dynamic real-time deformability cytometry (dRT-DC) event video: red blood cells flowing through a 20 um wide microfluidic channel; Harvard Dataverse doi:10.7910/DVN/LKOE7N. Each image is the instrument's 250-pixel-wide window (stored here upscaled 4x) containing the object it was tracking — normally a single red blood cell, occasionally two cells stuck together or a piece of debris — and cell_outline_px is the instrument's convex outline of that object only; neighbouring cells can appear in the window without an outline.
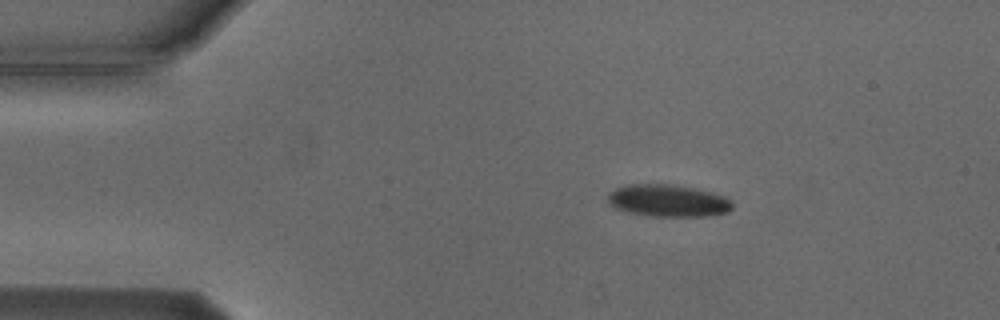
{"species": "Egyptian fruit bat (a non-hibernating species)", "species_latin": "Rousettus aegyptiacus", "temperature_condition": "cold", "stored_images_in_passage": 8, "camera_frame_rate_fps": 3000, "um_per_image_px": 0.085, "animal": {"sex": "male"}, "frame": {"image": 1, "passage_image": 2, "time_ms": 1.0, "image_size_px": [1000, 320], "cell_outline_px": [[732, 208], [728, 212], [704, 216], [652, 216], [628, 212], [616, 208], [608, 200], [608, 192], [616, 188], [628, 184], [668, 184], [692, 188], [712, 192], [724, 196], [732, 204]], "centroid_in_image_um": [56.76, 17.05], "position_along_channel_um": 28.2, "area_um2": 23.06}}
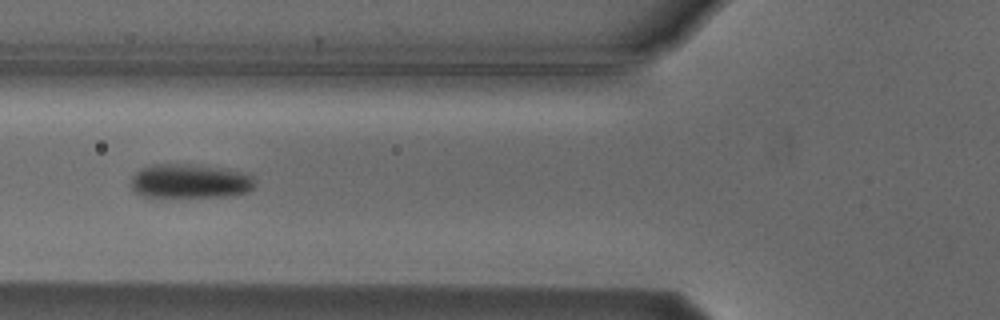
{"frame": {"image": 2, "passage_image": 5, "time_ms": 4.667, "image_size_px": [1000, 320], "cell_outline_px": [[252, 188], [248, 192], [228, 196], [144, 196], [136, 192], [132, 188], [132, 176], [140, 168], [152, 164], [188, 164], [224, 168], [240, 172], [252, 176]], "centroid_in_image_um": [16.11, 15.38], "position_along_channel_um": 109.7, "area_um2": 24.28}}
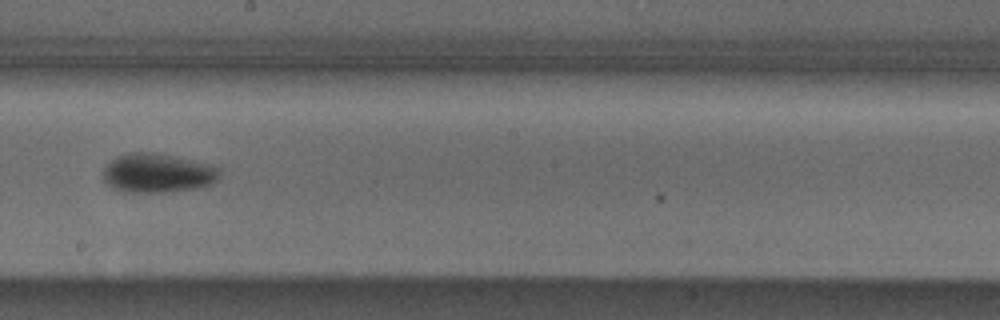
{"frame": {"image": 3, "passage_image": 8, "time_ms": 8.0, "image_size_px": [1000, 320], "cell_outline_px": [[220, 176], [212, 184], [204, 188], [164, 192], [120, 192], [112, 188], [104, 180], [104, 168], [116, 156], [128, 152], [152, 152], [212, 164], [220, 168]], "centroid_in_image_um": [13.43, 14.72], "position_along_channel_um": 234.8, "area_um2": 26.88}}